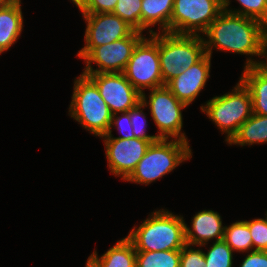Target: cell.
Returning a JSON list of instances; mask_svg holds the SVG:
<instances>
[{"label":"cell","instance_id":"cell-1","mask_svg":"<svg viewBox=\"0 0 267 267\" xmlns=\"http://www.w3.org/2000/svg\"><path fill=\"white\" fill-rule=\"evenodd\" d=\"M266 33L267 26L262 22L223 10L201 36L207 37L203 38L205 52L211 58L213 48L246 55L249 56L244 62L246 68L255 64L256 59L252 56L258 57L261 40Z\"/></svg>","mask_w":267,"mask_h":267},{"label":"cell","instance_id":"cell-2","mask_svg":"<svg viewBox=\"0 0 267 267\" xmlns=\"http://www.w3.org/2000/svg\"><path fill=\"white\" fill-rule=\"evenodd\" d=\"M185 219L167 209L149 214L126 236L136 251L181 250L186 245Z\"/></svg>","mask_w":267,"mask_h":267},{"label":"cell","instance_id":"cell-3","mask_svg":"<svg viewBox=\"0 0 267 267\" xmlns=\"http://www.w3.org/2000/svg\"><path fill=\"white\" fill-rule=\"evenodd\" d=\"M74 79L68 115L91 134L101 138L109 132L113 114L88 76L81 73Z\"/></svg>","mask_w":267,"mask_h":267},{"label":"cell","instance_id":"cell-4","mask_svg":"<svg viewBox=\"0 0 267 267\" xmlns=\"http://www.w3.org/2000/svg\"><path fill=\"white\" fill-rule=\"evenodd\" d=\"M189 142L175 139H159L151 143L135 170L125 180L149 185L169 174L184 161L192 158Z\"/></svg>","mask_w":267,"mask_h":267},{"label":"cell","instance_id":"cell-5","mask_svg":"<svg viewBox=\"0 0 267 267\" xmlns=\"http://www.w3.org/2000/svg\"><path fill=\"white\" fill-rule=\"evenodd\" d=\"M200 109L222 134H227L225 142L228 143L239 127L253 114L252 96L239 79L232 91L213 97L200 106Z\"/></svg>","mask_w":267,"mask_h":267},{"label":"cell","instance_id":"cell-6","mask_svg":"<svg viewBox=\"0 0 267 267\" xmlns=\"http://www.w3.org/2000/svg\"><path fill=\"white\" fill-rule=\"evenodd\" d=\"M158 52L164 85L206 54L203 36L169 32H158Z\"/></svg>","mask_w":267,"mask_h":267},{"label":"cell","instance_id":"cell-7","mask_svg":"<svg viewBox=\"0 0 267 267\" xmlns=\"http://www.w3.org/2000/svg\"><path fill=\"white\" fill-rule=\"evenodd\" d=\"M149 91V95L145 91L141 94V102L150 110L152 120L158 128L157 137L189 142L182 132V111L188 106L180 102L166 86Z\"/></svg>","mask_w":267,"mask_h":267},{"label":"cell","instance_id":"cell-8","mask_svg":"<svg viewBox=\"0 0 267 267\" xmlns=\"http://www.w3.org/2000/svg\"><path fill=\"white\" fill-rule=\"evenodd\" d=\"M150 37V38H149ZM143 37L135 46L123 74L142 94L144 90L165 86L162 79L158 52V33Z\"/></svg>","mask_w":267,"mask_h":267},{"label":"cell","instance_id":"cell-9","mask_svg":"<svg viewBox=\"0 0 267 267\" xmlns=\"http://www.w3.org/2000/svg\"><path fill=\"white\" fill-rule=\"evenodd\" d=\"M223 11V0H174L170 33L201 35Z\"/></svg>","mask_w":267,"mask_h":267},{"label":"cell","instance_id":"cell-10","mask_svg":"<svg viewBox=\"0 0 267 267\" xmlns=\"http://www.w3.org/2000/svg\"><path fill=\"white\" fill-rule=\"evenodd\" d=\"M144 36L135 30L128 37L93 48L83 58L86 66L82 73H123L135 46ZM92 63L98 68L95 69Z\"/></svg>","mask_w":267,"mask_h":267},{"label":"cell","instance_id":"cell-11","mask_svg":"<svg viewBox=\"0 0 267 267\" xmlns=\"http://www.w3.org/2000/svg\"><path fill=\"white\" fill-rule=\"evenodd\" d=\"M86 23L84 42L77 57L83 59L93 48L130 36L135 29L112 12L82 13Z\"/></svg>","mask_w":267,"mask_h":267},{"label":"cell","instance_id":"cell-12","mask_svg":"<svg viewBox=\"0 0 267 267\" xmlns=\"http://www.w3.org/2000/svg\"><path fill=\"white\" fill-rule=\"evenodd\" d=\"M98 87L112 114L128 112L141 102V94L123 73H82Z\"/></svg>","mask_w":267,"mask_h":267},{"label":"cell","instance_id":"cell-13","mask_svg":"<svg viewBox=\"0 0 267 267\" xmlns=\"http://www.w3.org/2000/svg\"><path fill=\"white\" fill-rule=\"evenodd\" d=\"M105 145V156L110 173L125 181L135 170L137 164L146 154L148 147L155 141L139 138L119 139L102 138Z\"/></svg>","mask_w":267,"mask_h":267},{"label":"cell","instance_id":"cell-14","mask_svg":"<svg viewBox=\"0 0 267 267\" xmlns=\"http://www.w3.org/2000/svg\"><path fill=\"white\" fill-rule=\"evenodd\" d=\"M211 57L205 54L197 63L179 73L165 86L182 103L189 106L210 78Z\"/></svg>","mask_w":267,"mask_h":267},{"label":"cell","instance_id":"cell-15","mask_svg":"<svg viewBox=\"0 0 267 267\" xmlns=\"http://www.w3.org/2000/svg\"><path fill=\"white\" fill-rule=\"evenodd\" d=\"M221 218V215L213 210L197 212L191 220V228L185 224L186 244L203 247L214 238V241L223 240L225 226L222 225Z\"/></svg>","mask_w":267,"mask_h":267},{"label":"cell","instance_id":"cell-16","mask_svg":"<svg viewBox=\"0 0 267 267\" xmlns=\"http://www.w3.org/2000/svg\"><path fill=\"white\" fill-rule=\"evenodd\" d=\"M21 0L0 7V55L16 43L23 30Z\"/></svg>","mask_w":267,"mask_h":267},{"label":"cell","instance_id":"cell-17","mask_svg":"<svg viewBox=\"0 0 267 267\" xmlns=\"http://www.w3.org/2000/svg\"><path fill=\"white\" fill-rule=\"evenodd\" d=\"M174 0H142L141 3V32L148 31L149 35L156 33L152 26H159V33H170V19L173 13Z\"/></svg>","mask_w":267,"mask_h":267},{"label":"cell","instance_id":"cell-18","mask_svg":"<svg viewBox=\"0 0 267 267\" xmlns=\"http://www.w3.org/2000/svg\"><path fill=\"white\" fill-rule=\"evenodd\" d=\"M96 267H136V250L132 242L124 237L102 256L96 250L88 257Z\"/></svg>","mask_w":267,"mask_h":267},{"label":"cell","instance_id":"cell-19","mask_svg":"<svg viewBox=\"0 0 267 267\" xmlns=\"http://www.w3.org/2000/svg\"><path fill=\"white\" fill-rule=\"evenodd\" d=\"M263 143L267 144V116L253 113L227 144L251 146Z\"/></svg>","mask_w":267,"mask_h":267},{"label":"cell","instance_id":"cell-20","mask_svg":"<svg viewBox=\"0 0 267 267\" xmlns=\"http://www.w3.org/2000/svg\"><path fill=\"white\" fill-rule=\"evenodd\" d=\"M240 80L252 96L253 113L267 116V77L253 67L243 68Z\"/></svg>","mask_w":267,"mask_h":267},{"label":"cell","instance_id":"cell-21","mask_svg":"<svg viewBox=\"0 0 267 267\" xmlns=\"http://www.w3.org/2000/svg\"><path fill=\"white\" fill-rule=\"evenodd\" d=\"M223 240L234 252L248 253L253 251L251 233L245 221H236L225 226Z\"/></svg>","mask_w":267,"mask_h":267},{"label":"cell","instance_id":"cell-22","mask_svg":"<svg viewBox=\"0 0 267 267\" xmlns=\"http://www.w3.org/2000/svg\"><path fill=\"white\" fill-rule=\"evenodd\" d=\"M180 250L136 251V267H179Z\"/></svg>","mask_w":267,"mask_h":267},{"label":"cell","instance_id":"cell-23","mask_svg":"<svg viewBox=\"0 0 267 267\" xmlns=\"http://www.w3.org/2000/svg\"><path fill=\"white\" fill-rule=\"evenodd\" d=\"M240 8L231 9L230 0H223V10L262 22L267 26V0H236ZM230 7V8H229Z\"/></svg>","mask_w":267,"mask_h":267},{"label":"cell","instance_id":"cell-24","mask_svg":"<svg viewBox=\"0 0 267 267\" xmlns=\"http://www.w3.org/2000/svg\"><path fill=\"white\" fill-rule=\"evenodd\" d=\"M234 251L224 240L213 241L205 255V267H233Z\"/></svg>","mask_w":267,"mask_h":267},{"label":"cell","instance_id":"cell-25","mask_svg":"<svg viewBox=\"0 0 267 267\" xmlns=\"http://www.w3.org/2000/svg\"><path fill=\"white\" fill-rule=\"evenodd\" d=\"M141 3L142 0H117L112 13L141 32Z\"/></svg>","mask_w":267,"mask_h":267},{"label":"cell","instance_id":"cell-26","mask_svg":"<svg viewBox=\"0 0 267 267\" xmlns=\"http://www.w3.org/2000/svg\"><path fill=\"white\" fill-rule=\"evenodd\" d=\"M143 109H146V106L142 102H139L135 107L129 110L132 131L135 138L148 141H158L159 138L157 135H150L146 133L147 121Z\"/></svg>","mask_w":267,"mask_h":267},{"label":"cell","instance_id":"cell-27","mask_svg":"<svg viewBox=\"0 0 267 267\" xmlns=\"http://www.w3.org/2000/svg\"><path fill=\"white\" fill-rule=\"evenodd\" d=\"M266 217L254 218L253 220H244L251 233L253 250L267 251V211Z\"/></svg>","mask_w":267,"mask_h":267},{"label":"cell","instance_id":"cell-28","mask_svg":"<svg viewBox=\"0 0 267 267\" xmlns=\"http://www.w3.org/2000/svg\"><path fill=\"white\" fill-rule=\"evenodd\" d=\"M113 127H116L117 128L116 130H118L122 136L113 137V135H112V128ZM101 137L102 138H119V139L134 138L135 135L132 131V125H131V121H130L129 111L113 114L112 119H111V125H110L109 132L106 135H103Z\"/></svg>","mask_w":267,"mask_h":267},{"label":"cell","instance_id":"cell-29","mask_svg":"<svg viewBox=\"0 0 267 267\" xmlns=\"http://www.w3.org/2000/svg\"><path fill=\"white\" fill-rule=\"evenodd\" d=\"M193 247V248H192ZM195 246L186 244L180 250V266L179 267H205L204 251L194 248Z\"/></svg>","mask_w":267,"mask_h":267},{"label":"cell","instance_id":"cell-30","mask_svg":"<svg viewBox=\"0 0 267 267\" xmlns=\"http://www.w3.org/2000/svg\"><path fill=\"white\" fill-rule=\"evenodd\" d=\"M117 0H87L80 9L81 13H106L113 12Z\"/></svg>","mask_w":267,"mask_h":267},{"label":"cell","instance_id":"cell-31","mask_svg":"<svg viewBox=\"0 0 267 267\" xmlns=\"http://www.w3.org/2000/svg\"><path fill=\"white\" fill-rule=\"evenodd\" d=\"M240 267H267V251L253 250L248 252Z\"/></svg>","mask_w":267,"mask_h":267},{"label":"cell","instance_id":"cell-32","mask_svg":"<svg viewBox=\"0 0 267 267\" xmlns=\"http://www.w3.org/2000/svg\"><path fill=\"white\" fill-rule=\"evenodd\" d=\"M265 58L263 61H256L252 66L258 73L267 77V33L263 36L260 44L258 58Z\"/></svg>","mask_w":267,"mask_h":267},{"label":"cell","instance_id":"cell-33","mask_svg":"<svg viewBox=\"0 0 267 267\" xmlns=\"http://www.w3.org/2000/svg\"><path fill=\"white\" fill-rule=\"evenodd\" d=\"M80 10L87 2V0H70Z\"/></svg>","mask_w":267,"mask_h":267},{"label":"cell","instance_id":"cell-34","mask_svg":"<svg viewBox=\"0 0 267 267\" xmlns=\"http://www.w3.org/2000/svg\"><path fill=\"white\" fill-rule=\"evenodd\" d=\"M15 0H0V7L9 5L11 3H13Z\"/></svg>","mask_w":267,"mask_h":267},{"label":"cell","instance_id":"cell-35","mask_svg":"<svg viewBox=\"0 0 267 267\" xmlns=\"http://www.w3.org/2000/svg\"><path fill=\"white\" fill-rule=\"evenodd\" d=\"M85 267H96V266L89 259H87Z\"/></svg>","mask_w":267,"mask_h":267}]
</instances>
